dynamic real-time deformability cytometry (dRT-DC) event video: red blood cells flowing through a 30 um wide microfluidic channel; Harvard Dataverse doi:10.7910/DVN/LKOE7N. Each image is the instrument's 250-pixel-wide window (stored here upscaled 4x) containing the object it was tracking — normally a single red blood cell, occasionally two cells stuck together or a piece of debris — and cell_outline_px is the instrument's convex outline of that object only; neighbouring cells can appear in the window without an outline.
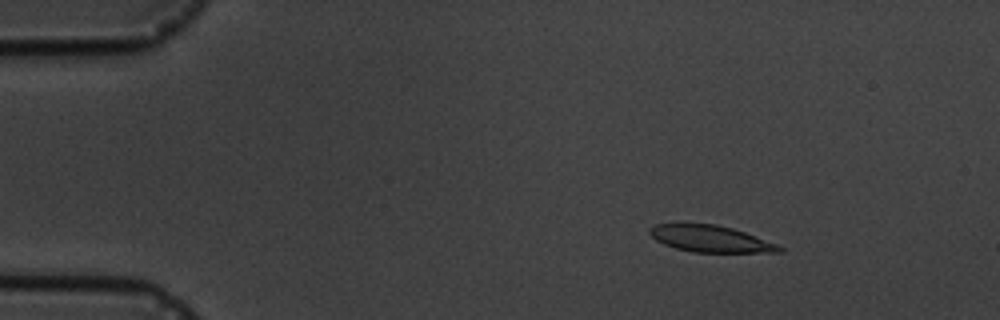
{"species": "common noctule bat (a hibernating species)", "species_latin": "Nyctalus noctula", "temperature_condition": "cold", "stored_images_in_passage": 17, "camera_frame_rate_fps": 3000, "um_per_image_px": 0.085, "animal": {"sex": "male", "body_mass_g": 19.5, "forearm_length_mm": 54.6}, "frame": {"image": 1, "passage_image": 3, "time_ms": 2.333, "image_size_px": [1000, 320], "cell_outline_px": [[784, 252], [692, 252], [676, 248], [664, 244], [656, 240], [648, 232], [648, 228], [656, 224], [680, 220], [716, 224], [732, 228], [744, 232], [776, 244], [784, 248]], "centroid_in_image_um": [60.28, 20.24], "position_along_channel_um": 24.7, "area_um2": 20.75}}
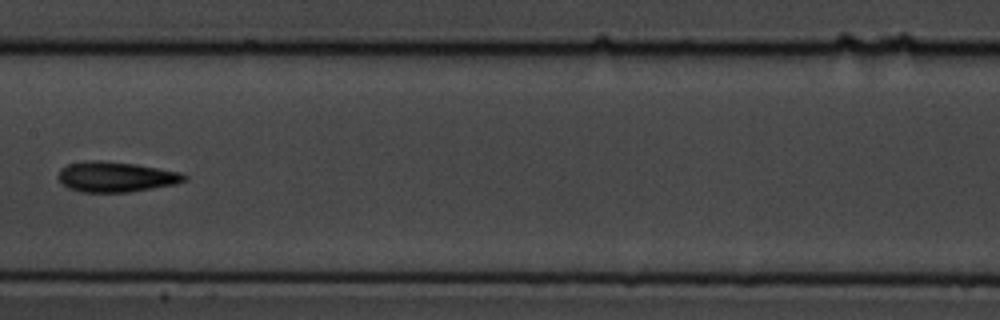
{"frame": {"image": 2, "passage_image": 9, "time_ms": 9.333, "image_size_px": [1000, 320], "cell_outline_px": [[188, 180], [176, 184], [128, 192], [80, 192], [68, 188], [56, 176], [60, 168], [68, 164], [100, 160], [136, 164], [180, 172], [188, 176]], "centroid_in_image_um": [9.86, 15.04], "position_along_channel_um": 197.5, "area_um2": 22.2}}
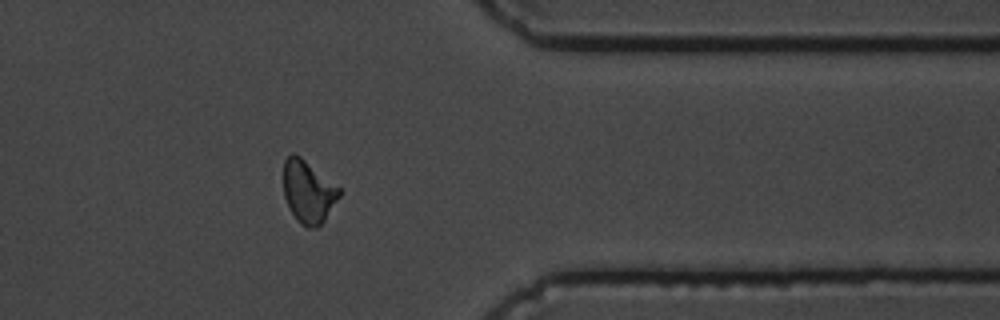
{"frame": {"image": 3, "passage_image": 14, "time_ms": 15.0, "image_size_px": [1000, 320], "cell_outline_px": [[340, 196], [324, 220], [316, 228], [308, 228], [300, 224], [296, 220], [284, 196], [284, 160], [292, 152], [300, 156], [340, 188]], "centroid_in_image_um": [26.19, 16.3], "position_along_channel_um": 385.2, "area_um2": 20.06}, "authors_computed_cell_mechanics": {"area_um2": 20.7502, "velocity_mm_per_s": 3.5283, "shape_relaxation_time_tau1_ms": 3.7728, "shape_relaxation_time_tau2_ms": 2.4746, "deformation_change_tau1": 0.1055, "deformation_change_tau2": 0.086}}